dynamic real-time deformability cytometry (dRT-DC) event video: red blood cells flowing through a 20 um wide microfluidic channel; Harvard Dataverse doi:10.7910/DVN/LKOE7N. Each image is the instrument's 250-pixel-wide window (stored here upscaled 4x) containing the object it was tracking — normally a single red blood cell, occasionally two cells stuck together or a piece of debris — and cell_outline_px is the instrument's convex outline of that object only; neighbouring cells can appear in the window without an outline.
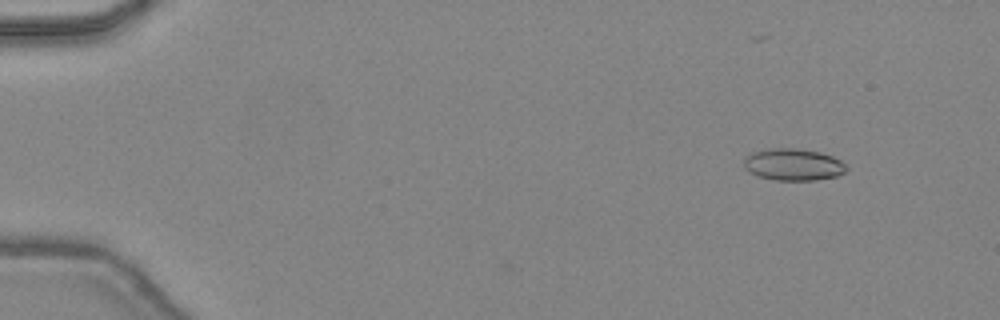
{"species": "common noctule bat (a hibernating species)", "species_latin": "Nyctalus noctula", "temperature_condition": "warm", "stored_images_in_passage": 7, "camera_frame_rate_fps": 3000, "um_per_image_px": 0.085, "animal": {"sex": "female", "body_mass_g": 24.6, "forearm_length_mm": 56.2}, "frame": {"image": 1, "passage_image": 2, "time_ms": 0.333, "image_size_px": [1000, 320], "cell_outline_px": [[848, 168], [844, 172], [836, 176], [816, 180], [776, 180], [760, 176], [744, 168], [744, 156], [752, 152], [764, 148], [796, 148], [820, 152], [832, 156], [840, 160]], "centroid_in_image_um": [67.41, 13.97], "position_along_channel_um": 17.6, "area_um2": 19.07}}